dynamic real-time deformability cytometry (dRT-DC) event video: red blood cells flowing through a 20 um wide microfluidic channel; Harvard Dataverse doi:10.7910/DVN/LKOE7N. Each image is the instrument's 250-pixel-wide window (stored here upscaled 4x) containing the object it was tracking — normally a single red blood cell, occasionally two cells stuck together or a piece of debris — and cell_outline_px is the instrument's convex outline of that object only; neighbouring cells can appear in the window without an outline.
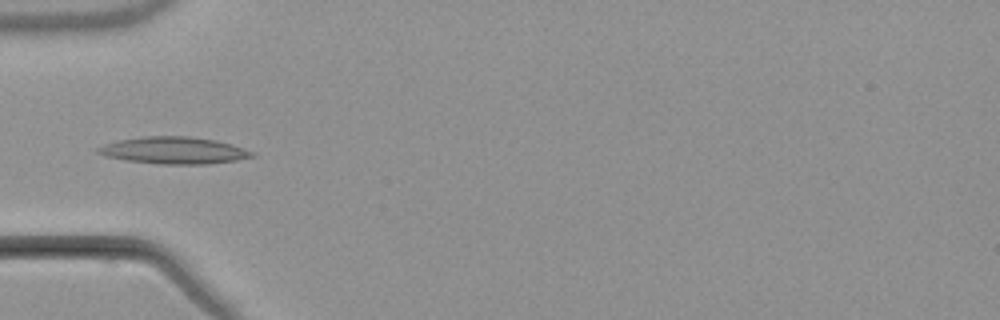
{"species": "common noctule bat (a hibernating species)", "species_latin": "Nyctalus noctula", "temperature_condition": "warm", "stored_images_in_passage": 6, "camera_frame_rate_fps": 3000, "um_per_image_px": 0.085, "animal": {"sex": "male", "body_mass_g": 21.5, "forearm_length_mm": 52.0}, "frame": {"image": 1, "passage_image": 6, "time_ms": 6.0, "image_size_px": [1000, 320], "cell_outline_px": [[256, 156], [236, 160], [208, 164], [160, 164], [124, 160], [104, 156], [96, 152], [96, 148], [104, 144], [116, 140], [144, 136], [188, 136], [216, 140], [232, 144], [256, 152]], "centroid_in_image_um": [14.77, 12.78], "position_along_channel_um": 70.2, "area_um2": 24.45}}